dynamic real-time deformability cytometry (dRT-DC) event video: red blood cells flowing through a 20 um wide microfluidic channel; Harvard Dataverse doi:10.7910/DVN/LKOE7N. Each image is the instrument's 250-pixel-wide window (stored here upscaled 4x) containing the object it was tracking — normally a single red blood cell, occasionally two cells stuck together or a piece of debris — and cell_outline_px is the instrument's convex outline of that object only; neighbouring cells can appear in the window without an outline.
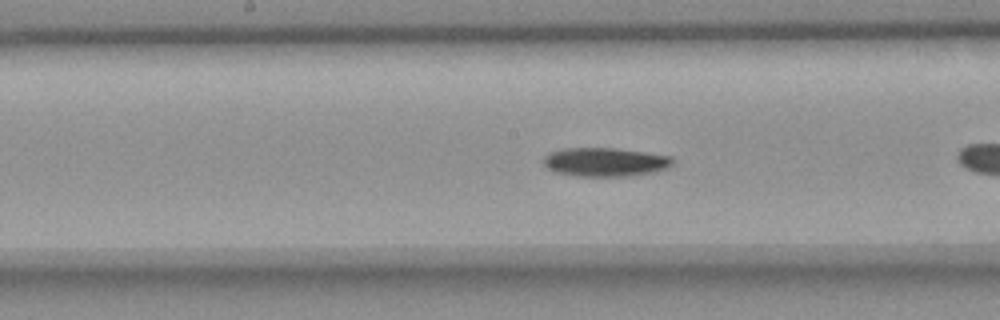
{"species": "common noctule bat (a hibernating species)", "species_latin": "Nyctalus noctula", "temperature_condition": "room temperature", "stored_images_in_passage": 40, "camera_frame_rate_fps": 3000, "um_per_image_px": 0.085, "animal": {"sex": "female", "body_mass_g": 18.4}, "frame": {"image": 1, "passage_image": 12, "time_ms": 3.667, "image_size_px": [1000, 320], "cell_outline_px": [[676, 160], [668, 168], [656, 172], [628, 176], [576, 176], [560, 172], [548, 168], [544, 164], [544, 156], [552, 152], [564, 148], [616, 148], [672, 156]], "centroid_in_image_um": [51.52, 13.77], "position_along_channel_um": 196.7, "area_um2": 21.62}}
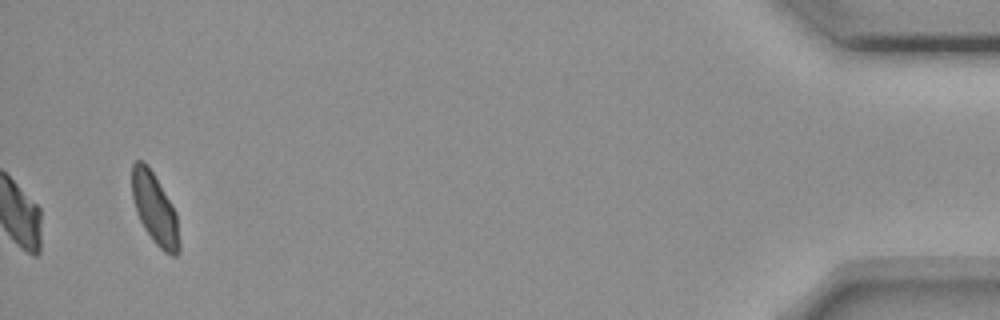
{"frame": {"image": 2, "passage_image": 40, "time_ms": 13.0, "image_size_px": [1000, 320], "cell_outline_px": [[180, 252], [176, 256], [172, 256], [164, 252], [152, 240], [144, 228], [136, 212], [132, 196], [132, 164], [136, 160], [144, 160], [148, 164], [172, 204], [176, 212], [180, 244]], "centroid_in_image_um": [13.16, 17.75], "position_along_channel_um": 422.0, "area_um2": 19.77}, "authors_computed_cell_mechanics": {"area_um2": 21.0392, "velocity_mm_per_s": 3.645, "shape_relaxation_time_tau1_ms": 4.9566, "shape_relaxation_time_tau2_ms": null, "deformation_change_tau1": 0.1223, "deformation_change_tau2": null}}